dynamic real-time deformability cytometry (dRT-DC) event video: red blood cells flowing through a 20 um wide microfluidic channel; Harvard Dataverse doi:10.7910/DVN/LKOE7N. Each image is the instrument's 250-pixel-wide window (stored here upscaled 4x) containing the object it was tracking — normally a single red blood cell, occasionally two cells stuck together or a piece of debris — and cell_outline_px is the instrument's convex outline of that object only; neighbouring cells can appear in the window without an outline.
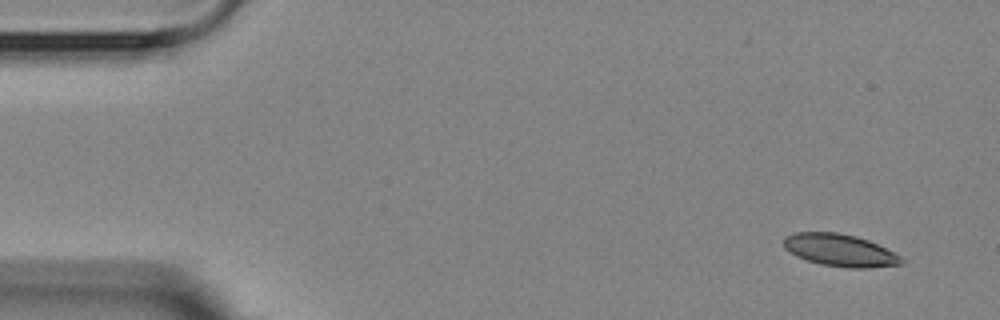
{"species": "Egyptian fruit bat (a non-hibernating species)", "species_latin": "Rousettus aegyptiacus", "temperature_condition": "room temperature", "stored_images_in_passage": 3, "segment_of_instrument_passage": [2, 2], "camera_frame_rate_fps": 3000, "um_per_image_px": 0.085, "animal": {"sex": "female"}, "frame": {"image": 1, "passage_image": 3, "time_ms": 3.333, "image_size_px": [1000, 320], "cell_outline_px": [[904, 264], [868, 268], [848, 268], [820, 264], [796, 256], [784, 248], [784, 236], [792, 232], [840, 232], [856, 236], [868, 240], [900, 256], [904, 260]], "centroid_in_image_um": [71.37, 21.26], "position_along_channel_um": 13.6, "area_um2": 22.2}}